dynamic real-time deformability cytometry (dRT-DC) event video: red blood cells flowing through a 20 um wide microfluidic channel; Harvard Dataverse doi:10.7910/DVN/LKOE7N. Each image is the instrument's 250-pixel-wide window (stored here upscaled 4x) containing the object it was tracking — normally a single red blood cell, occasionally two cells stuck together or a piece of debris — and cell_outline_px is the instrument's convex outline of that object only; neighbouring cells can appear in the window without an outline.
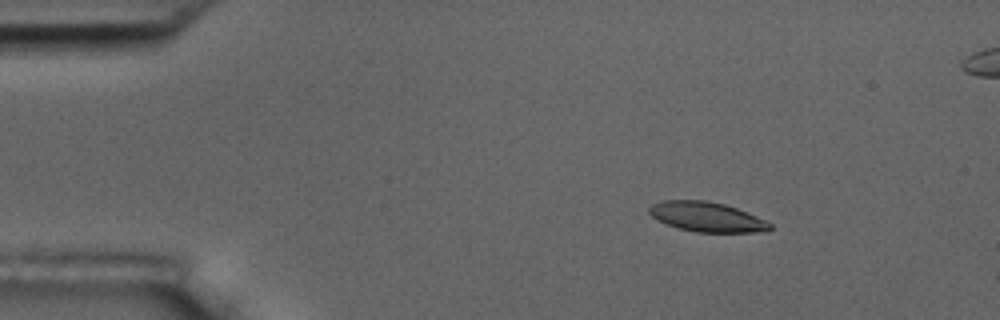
{"species": "common noctule bat (a hibernating species)", "species_latin": "Nyctalus noctula", "temperature_condition": "room temperature", "stored_images_in_passage": 5, "camera_frame_rate_fps": 3000, "um_per_image_px": 0.085, "animal": {"sex": "male", "body_mass_g": 17.5, "forearm_length_mm": 52.3}, "frame": {"image": 1, "passage_image": 3, "time_ms": 2.333, "image_size_px": [1000, 320], "cell_outline_px": [[772, 228], [768, 232], [696, 232], [680, 228], [668, 224], [652, 216], [648, 212], [648, 208], [652, 204], [660, 200], [708, 200], [724, 204], [736, 208], [756, 216], [772, 224]], "centroid_in_image_um": [60.09, 18.43], "position_along_channel_um": 24.9, "area_um2": 20.87}}